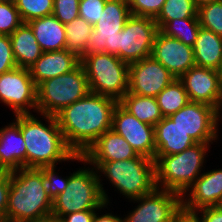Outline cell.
Wrapping results in <instances>:
<instances>
[{"instance_id": "cell-13", "label": "cell", "mask_w": 222, "mask_h": 222, "mask_svg": "<svg viewBox=\"0 0 222 222\" xmlns=\"http://www.w3.org/2000/svg\"><path fill=\"white\" fill-rule=\"evenodd\" d=\"M0 101L14 110V116L37 111V86L28 68L16 67L0 75Z\"/></svg>"}, {"instance_id": "cell-24", "label": "cell", "mask_w": 222, "mask_h": 222, "mask_svg": "<svg viewBox=\"0 0 222 222\" xmlns=\"http://www.w3.org/2000/svg\"><path fill=\"white\" fill-rule=\"evenodd\" d=\"M10 40L18 67L29 68L43 53L28 23H22L10 35Z\"/></svg>"}, {"instance_id": "cell-16", "label": "cell", "mask_w": 222, "mask_h": 222, "mask_svg": "<svg viewBox=\"0 0 222 222\" xmlns=\"http://www.w3.org/2000/svg\"><path fill=\"white\" fill-rule=\"evenodd\" d=\"M179 80L188 94L189 100L210 105L217 110L222 104V86L217 70L193 66Z\"/></svg>"}, {"instance_id": "cell-27", "label": "cell", "mask_w": 222, "mask_h": 222, "mask_svg": "<svg viewBox=\"0 0 222 222\" xmlns=\"http://www.w3.org/2000/svg\"><path fill=\"white\" fill-rule=\"evenodd\" d=\"M93 31V25L85 19L78 17L65 24L66 46L65 50L76 54L79 58L84 56L88 40Z\"/></svg>"}, {"instance_id": "cell-18", "label": "cell", "mask_w": 222, "mask_h": 222, "mask_svg": "<svg viewBox=\"0 0 222 222\" xmlns=\"http://www.w3.org/2000/svg\"><path fill=\"white\" fill-rule=\"evenodd\" d=\"M151 56L176 79L195 66L193 48L178 39L165 36L160 31L155 36Z\"/></svg>"}, {"instance_id": "cell-35", "label": "cell", "mask_w": 222, "mask_h": 222, "mask_svg": "<svg viewBox=\"0 0 222 222\" xmlns=\"http://www.w3.org/2000/svg\"><path fill=\"white\" fill-rule=\"evenodd\" d=\"M80 0H54L53 15L64 25L79 17Z\"/></svg>"}, {"instance_id": "cell-44", "label": "cell", "mask_w": 222, "mask_h": 222, "mask_svg": "<svg viewBox=\"0 0 222 222\" xmlns=\"http://www.w3.org/2000/svg\"><path fill=\"white\" fill-rule=\"evenodd\" d=\"M174 222H197V220L192 215L182 213Z\"/></svg>"}, {"instance_id": "cell-47", "label": "cell", "mask_w": 222, "mask_h": 222, "mask_svg": "<svg viewBox=\"0 0 222 222\" xmlns=\"http://www.w3.org/2000/svg\"><path fill=\"white\" fill-rule=\"evenodd\" d=\"M221 111H222V104L220 105V108L218 109V121H220V119L222 118V113H221ZM220 113H221V115H220ZM221 116V117H220Z\"/></svg>"}, {"instance_id": "cell-3", "label": "cell", "mask_w": 222, "mask_h": 222, "mask_svg": "<svg viewBox=\"0 0 222 222\" xmlns=\"http://www.w3.org/2000/svg\"><path fill=\"white\" fill-rule=\"evenodd\" d=\"M53 201L42 184V171L21 168L10 171L5 222L36 220L52 214Z\"/></svg>"}, {"instance_id": "cell-2", "label": "cell", "mask_w": 222, "mask_h": 222, "mask_svg": "<svg viewBox=\"0 0 222 222\" xmlns=\"http://www.w3.org/2000/svg\"><path fill=\"white\" fill-rule=\"evenodd\" d=\"M48 125L33 114L15 115V122L26 143V168L56 166L57 162H84L82 154H75L66 144L56 116L41 114Z\"/></svg>"}, {"instance_id": "cell-46", "label": "cell", "mask_w": 222, "mask_h": 222, "mask_svg": "<svg viewBox=\"0 0 222 222\" xmlns=\"http://www.w3.org/2000/svg\"><path fill=\"white\" fill-rule=\"evenodd\" d=\"M217 73H218V76H219V80H220V83H221V86H222V61L217 69Z\"/></svg>"}, {"instance_id": "cell-14", "label": "cell", "mask_w": 222, "mask_h": 222, "mask_svg": "<svg viewBox=\"0 0 222 222\" xmlns=\"http://www.w3.org/2000/svg\"><path fill=\"white\" fill-rule=\"evenodd\" d=\"M176 78L152 56L129 64L128 93L156 97Z\"/></svg>"}, {"instance_id": "cell-9", "label": "cell", "mask_w": 222, "mask_h": 222, "mask_svg": "<svg viewBox=\"0 0 222 222\" xmlns=\"http://www.w3.org/2000/svg\"><path fill=\"white\" fill-rule=\"evenodd\" d=\"M158 31L154 18L131 15L113 38V55L128 64L150 57Z\"/></svg>"}, {"instance_id": "cell-32", "label": "cell", "mask_w": 222, "mask_h": 222, "mask_svg": "<svg viewBox=\"0 0 222 222\" xmlns=\"http://www.w3.org/2000/svg\"><path fill=\"white\" fill-rule=\"evenodd\" d=\"M54 0H16L15 6L23 23L53 14Z\"/></svg>"}, {"instance_id": "cell-45", "label": "cell", "mask_w": 222, "mask_h": 222, "mask_svg": "<svg viewBox=\"0 0 222 222\" xmlns=\"http://www.w3.org/2000/svg\"><path fill=\"white\" fill-rule=\"evenodd\" d=\"M195 5L197 7H200L201 5H204V4H207V3H212V2H215V1H218V0H193Z\"/></svg>"}, {"instance_id": "cell-40", "label": "cell", "mask_w": 222, "mask_h": 222, "mask_svg": "<svg viewBox=\"0 0 222 222\" xmlns=\"http://www.w3.org/2000/svg\"><path fill=\"white\" fill-rule=\"evenodd\" d=\"M201 214L199 217L198 214ZM197 222H222V209L219 206L205 207L191 214Z\"/></svg>"}, {"instance_id": "cell-1", "label": "cell", "mask_w": 222, "mask_h": 222, "mask_svg": "<svg viewBox=\"0 0 222 222\" xmlns=\"http://www.w3.org/2000/svg\"><path fill=\"white\" fill-rule=\"evenodd\" d=\"M119 102L89 92L56 115L66 144L75 154H84L107 130L112 129L113 112Z\"/></svg>"}, {"instance_id": "cell-11", "label": "cell", "mask_w": 222, "mask_h": 222, "mask_svg": "<svg viewBox=\"0 0 222 222\" xmlns=\"http://www.w3.org/2000/svg\"><path fill=\"white\" fill-rule=\"evenodd\" d=\"M130 16L128 0H107L100 19L93 25L84 56L105 52L113 55V38Z\"/></svg>"}, {"instance_id": "cell-21", "label": "cell", "mask_w": 222, "mask_h": 222, "mask_svg": "<svg viewBox=\"0 0 222 222\" xmlns=\"http://www.w3.org/2000/svg\"><path fill=\"white\" fill-rule=\"evenodd\" d=\"M26 168V143L20 126L14 121L0 128V171Z\"/></svg>"}, {"instance_id": "cell-48", "label": "cell", "mask_w": 222, "mask_h": 222, "mask_svg": "<svg viewBox=\"0 0 222 222\" xmlns=\"http://www.w3.org/2000/svg\"><path fill=\"white\" fill-rule=\"evenodd\" d=\"M0 2H3V3H13V4H15L16 0H0Z\"/></svg>"}, {"instance_id": "cell-31", "label": "cell", "mask_w": 222, "mask_h": 222, "mask_svg": "<svg viewBox=\"0 0 222 222\" xmlns=\"http://www.w3.org/2000/svg\"><path fill=\"white\" fill-rule=\"evenodd\" d=\"M197 17L202 28L222 36V0L198 7Z\"/></svg>"}, {"instance_id": "cell-42", "label": "cell", "mask_w": 222, "mask_h": 222, "mask_svg": "<svg viewBox=\"0 0 222 222\" xmlns=\"http://www.w3.org/2000/svg\"><path fill=\"white\" fill-rule=\"evenodd\" d=\"M99 213H95L93 222H124L122 217H118L112 213H106L103 215H98Z\"/></svg>"}, {"instance_id": "cell-12", "label": "cell", "mask_w": 222, "mask_h": 222, "mask_svg": "<svg viewBox=\"0 0 222 222\" xmlns=\"http://www.w3.org/2000/svg\"><path fill=\"white\" fill-rule=\"evenodd\" d=\"M169 118L196 143L213 144L218 139V110L190 101Z\"/></svg>"}, {"instance_id": "cell-29", "label": "cell", "mask_w": 222, "mask_h": 222, "mask_svg": "<svg viewBox=\"0 0 222 222\" xmlns=\"http://www.w3.org/2000/svg\"><path fill=\"white\" fill-rule=\"evenodd\" d=\"M201 26L198 18L173 19L166 22L159 31L165 36L180 40L193 47Z\"/></svg>"}, {"instance_id": "cell-39", "label": "cell", "mask_w": 222, "mask_h": 222, "mask_svg": "<svg viewBox=\"0 0 222 222\" xmlns=\"http://www.w3.org/2000/svg\"><path fill=\"white\" fill-rule=\"evenodd\" d=\"M10 190V172L0 171V222H5V213L8 205Z\"/></svg>"}, {"instance_id": "cell-38", "label": "cell", "mask_w": 222, "mask_h": 222, "mask_svg": "<svg viewBox=\"0 0 222 222\" xmlns=\"http://www.w3.org/2000/svg\"><path fill=\"white\" fill-rule=\"evenodd\" d=\"M17 66L10 40V35L0 34V75L15 69Z\"/></svg>"}, {"instance_id": "cell-43", "label": "cell", "mask_w": 222, "mask_h": 222, "mask_svg": "<svg viewBox=\"0 0 222 222\" xmlns=\"http://www.w3.org/2000/svg\"><path fill=\"white\" fill-rule=\"evenodd\" d=\"M23 222H63L60 218L55 217L54 215H48L36 220H31V221H23Z\"/></svg>"}, {"instance_id": "cell-36", "label": "cell", "mask_w": 222, "mask_h": 222, "mask_svg": "<svg viewBox=\"0 0 222 222\" xmlns=\"http://www.w3.org/2000/svg\"><path fill=\"white\" fill-rule=\"evenodd\" d=\"M166 0H128L131 15L155 18Z\"/></svg>"}, {"instance_id": "cell-7", "label": "cell", "mask_w": 222, "mask_h": 222, "mask_svg": "<svg viewBox=\"0 0 222 222\" xmlns=\"http://www.w3.org/2000/svg\"><path fill=\"white\" fill-rule=\"evenodd\" d=\"M89 90L120 101L128 92L129 64L109 53H90L81 58Z\"/></svg>"}, {"instance_id": "cell-25", "label": "cell", "mask_w": 222, "mask_h": 222, "mask_svg": "<svg viewBox=\"0 0 222 222\" xmlns=\"http://www.w3.org/2000/svg\"><path fill=\"white\" fill-rule=\"evenodd\" d=\"M192 48L196 66L218 69L222 61V36L201 27Z\"/></svg>"}, {"instance_id": "cell-22", "label": "cell", "mask_w": 222, "mask_h": 222, "mask_svg": "<svg viewBox=\"0 0 222 222\" xmlns=\"http://www.w3.org/2000/svg\"><path fill=\"white\" fill-rule=\"evenodd\" d=\"M155 156L173 155L183 152L196 142L178 127L169 117L154 126Z\"/></svg>"}, {"instance_id": "cell-28", "label": "cell", "mask_w": 222, "mask_h": 222, "mask_svg": "<svg viewBox=\"0 0 222 222\" xmlns=\"http://www.w3.org/2000/svg\"><path fill=\"white\" fill-rule=\"evenodd\" d=\"M156 100L163 117H169L190 102L183 83L179 79L172 81L156 96Z\"/></svg>"}, {"instance_id": "cell-10", "label": "cell", "mask_w": 222, "mask_h": 222, "mask_svg": "<svg viewBox=\"0 0 222 222\" xmlns=\"http://www.w3.org/2000/svg\"><path fill=\"white\" fill-rule=\"evenodd\" d=\"M181 199L182 196L174 191L155 188L149 194L130 200L138 205L123 221L174 222L182 214Z\"/></svg>"}, {"instance_id": "cell-6", "label": "cell", "mask_w": 222, "mask_h": 222, "mask_svg": "<svg viewBox=\"0 0 222 222\" xmlns=\"http://www.w3.org/2000/svg\"><path fill=\"white\" fill-rule=\"evenodd\" d=\"M101 172L120 194L132 200L151 193L155 188V161L138 155L135 158L112 162H86Z\"/></svg>"}, {"instance_id": "cell-26", "label": "cell", "mask_w": 222, "mask_h": 222, "mask_svg": "<svg viewBox=\"0 0 222 222\" xmlns=\"http://www.w3.org/2000/svg\"><path fill=\"white\" fill-rule=\"evenodd\" d=\"M119 104L139 121L151 126H155L163 119L156 97L140 96L127 92Z\"/></svg>"}, {"instance_id": "cell-37", "label": "cell", "mask_w": 222, "mask_h": 222, "mask_svg": "<svg viewBox=\"0 0 222 222\" xmlns=\"http://www.w3.org/2000/svg\"><path fill=\"white\" fill-rule=\"evenodd\" d=\"M107 0H80L79 17L94 25L99 19Z\"/></svg>"}, {"instance_id": "cell-15", "label": "cell", "mask_w": 222, "mask_h": 222, "mask_svg": "<svg viewBox=\"0 0 222 222\" xmlns=\"http://www.w3.org/2000/svg\"><path fill=\"white\" fill-rule=\"evenodd\" d=\"M112 130L121 135L138 155L154 160L156 153L154 126L139 121L119 103L113 112Z\"/></svg>"}, {"instance_id": "cell-8", "label": "cell", "mask_w": 222, "mask_h": 222, "mask_svg": "<svg viewBox=\"0 0 222 222\" xmlns=\"http://www.w3.org/2000/svg\"><path fill=\"white\" fill-rule=\"evenodd\" d=\"M89 92L88 79L80 64L69 73L49 78L37 85V113L56 116Z\"/></svg>"}, {"instance_id": "cell-5", "label": "cell", "mask_w": 222, "mask_h": 222, "mask_svg": "<svg viewBox=\"0 0 222 222\" xmlns=\"http://www.w3.org/2000/svg\"><path fill=\"white\" fill-rule=\"evenodd\" d=\"M94 167L79 168L69 176L68 185L52 204V215L62 218L64 215L83 210L108 208L109 198L103 183Z\"/></svg>"}, {"instance_id": "cell-34", "label": "cell", "mask_w": 222, "mask_h": 222, "mask_svg": "<svg viewBox=\"0 0 222 222\" xmlns=\"http://www.w3.org/2000/svg\"><path fill=\"white\" fill-rule=\"evenodd\" d=\"M23 23L13 3L0 2V34L11 35Z\"/></svg>"}, {"instance_id": "cell-33", "label": "cell", "mask_w": 222, "mask_h": 222, "mask_svg": "<svg viewBox=\"0 0 222 222\" xmlns=\"http://www.w3.org/2000/svg\"><path fill=\"white\" fill-rule=\"evenodd\" d=\"M55 167L44 166L39 168L42 171L43 187L52 201L65 190L69 180V176H66L65 179L59 177V173L55 172Z\"/></svg>"}, {"instance_id": "cell-23", "label": "cell", "mask_w": 222, "mask_h": 222, "mask_svg": "<svg viewBox=\"0 0 222 222\" xmlns=\"http://www.w3.org/2000/svg\"><path fill=\"white\" fill-rule=\"evenodd\" d=\"M43 52L64 50L66 46L65 25L53 14L28 22Z\"/></svg>"}, {"instance_id": "cell-20", "label": "cell", "mask_w": 222, "mask_h": 222, "mask_svg": "<svg viewBox=\"0 0 222 222\" xmlns=\"http://www.w3.org/2000/svg\"><path fill=\"white\" fill-rule=\"evenodd\" d=\"M81 64V58L67 50L43 52L28 69L35 85L44 80L69 73Z\"/></svg>"}, {"instance_id": "cell-4", "label": "cell", "mask_w": 222, "mask_h": 222, "mask_svg": "<svg viewBox=\"0 0 222 222\" xmlns=\"http://www.w3.org/2000/svg\"><path fill=\"white\" fill-rule=\"evenodd\" d=\"M210 144L195 143L181 153L155 156V185L181 196L202 174Z\"/></svg>"}, {"instance_id": "cell-41", "label": "cell", "mask_w": 222, "mask_h": 222, "mask_svg": "<svg viewBox=\"0 0 222 222\" xmlns=\"http://www.w3.org/2000/svg\"><path fill=\"white\" fill-rule=\"evenodd\" d=\"M96 211L97 210H83L69 213L64 215L61 220L63 222H93Z\"/></svg>"}, {"instance_id": "cell-49", "label": "cell", "mask_w": 222, "mask_h": 222, "mask_svg": "<svg viewBox=\"0 0 222 222\" xmlns=\"http://www.w3.org/2000/svg\"><path fill=\"white\" fill-rule=\"evenodd\" d=\"M218 206L222 209V200H221V202H220V204Z\"/></svg>"}, {"instance_id": "cell-30", "label": "cell", "mask_w": 222, "mask_h": 222, "mask_svg": "<svg viewBox=\"0 0 222 222\" xmlns=\"http://www.w3.org/2000/svg\"><path fill=\"white\" fill-rule=\"evenodd\" d=\"M198 7L193 0H166L159 14L154 18L160 29L173 19L198 18Z\"/></svg>"}, {"instance_id": "cell-19", "label": "cell", "mask_w": 222, "mask_h": 222, "mask_svg": "<svg viewBox=\"0 0 222 222\" xmlns=\"http://www.w3.org/2000/svg\"><path fill=\"white\" fill-rule=\"evenodd\" d=\"M136 151L114 130H107L83 154L86 162H112L137 157Z\"/></svg>"}, {"instance_id": "cell-17", "label": "cell", "mask_w": 222, "mask_h": 222, "mask_svg": "<svg viewBox=\"0 0 222 222\" xmlns=\"http://www.w3.org/2000/svg\"><path fill=\"white\" fill-rule=\"evenodd\" d=\"M221 200L222 169H212L202 173L182 195V213L191 215L199 209L218 206Z\"/></svg>"}]
</instances>
